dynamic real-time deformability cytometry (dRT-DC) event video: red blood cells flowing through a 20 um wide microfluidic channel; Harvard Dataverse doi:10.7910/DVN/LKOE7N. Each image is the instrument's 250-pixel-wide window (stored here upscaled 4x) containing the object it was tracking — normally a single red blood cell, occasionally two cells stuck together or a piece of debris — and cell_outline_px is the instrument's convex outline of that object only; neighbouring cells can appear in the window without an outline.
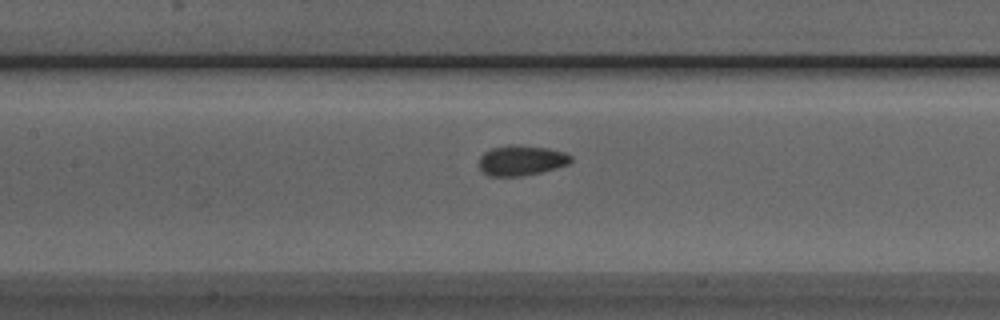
{"species": "Egyptian fruit bat (a non-hibernating species)", "species_latin": "Rousettus aegyptiacus", "temperature_condition": "room temperature", "stored_images_in_passage": 38, "camera_frame_rate_fps": 3000, "um_per_image_px": 0.085, "animal": {"sex": "male"}, "frame": {"image": 1, "passage_image": 20, "time_ms": 6.333, "image_size_px": [1000, 320], "cell_outline_px": [[572, 160], [568, 164], [540, 172], [520, 176], [488, 176], [480, 168], [480, 156], [484, 152], [492, 148], [508, 144], [512, 144], [548, 148], [564, 152], [572, 156]], "centroid_in_image_um": [44.3, 13.62], "position_along_channel_um": 163.1, "area_um2": 16.07}}
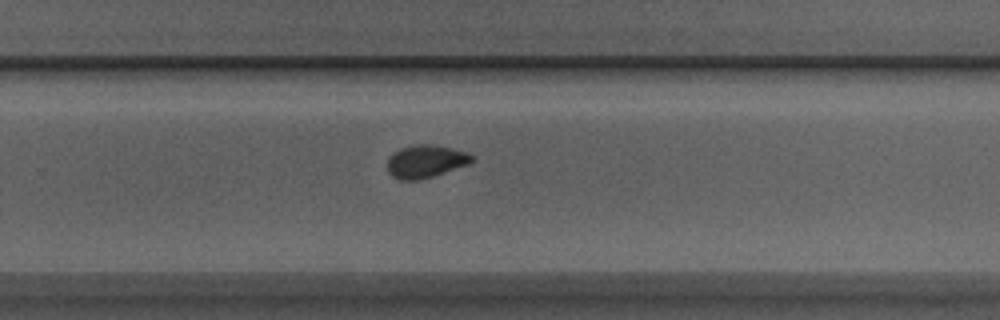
{"frame": {"image": 2, "passage_image": 30, "time_ms": 9.667, "image_size_px": [1000, 320], "cell_outline_px": [[472, 160], [468, 164], [420, 180], [400, 180], [392, 176], [388, 172], [388, 156], [392, 152], [400, 148], [412, 144], [432, 144], [452, 148], [468, 152], [472, 156]], "centroid_in_image_um": [36.13, 13.7], "position_along_channel_um": 293.7, "area_um2": 16.18}}
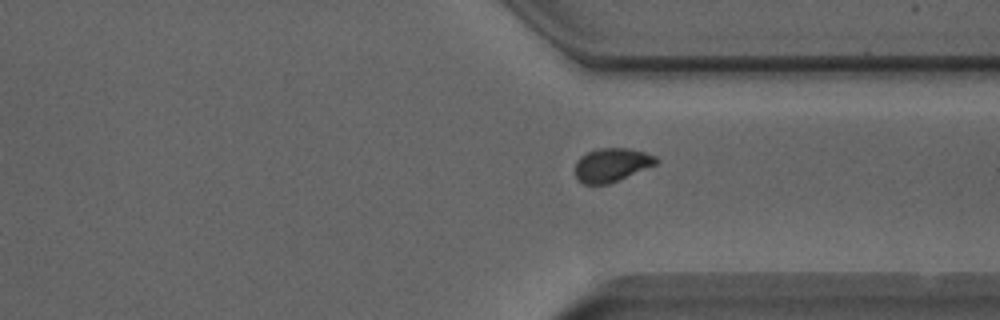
{"frame": {"image": 3, "passage_image": 35, "time_ms": 11.333, "image_size_px": [1000, 320], "cell_outline_px": [[660, 160], [656, 164], [608, 184], [584, 184], [576, 176], [576, 160], [580, 156], [596, 148], [628, 148], [644, 152], [656, 156]], "centroid_in_image_um": [51.99, 14.0], "position_along_channel_um": 359.4, "area_um2": 15.72}}